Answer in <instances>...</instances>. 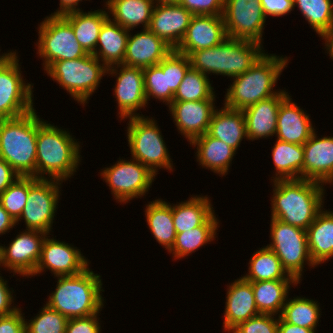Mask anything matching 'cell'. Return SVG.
Segmentation results:
<instances>
[{
    "mask_svg": "<svg viewBox=\"0 0 333 333\" xmlns=\"http://www.w3.org/2000/svg\"><path fill=\"white\" fill-rule=\"evenodd\" d=\"M272 181L271 218L307 230L323 208V184L306 179Z\"/></svg>",
    "mask_w": 333,
    "mask_h": 333,
    "instance_id": "obj_1",
    "label": "cell"
},
{
    "mask_svg": "<svg viewBox=\"0 0 333 333\" xmlns=\"http://www.w3.org/2000/svg\"><path fill=\"white\" fill-rule=\"evenodd\" d=\"M80 143L66 130L59 129L38 116L36 144V178L66 181L70 178L82 159Z\"/></svg>",
    "mask_w": 333,
    "mask_h": 333,
    "instance_id": "obj_2",
    "label": "cell"
},
{
    "mask_svg": "<svg viewBox=\"0 0 333 333\" xmlns=\"http://www.w3.org/2000/svg\"><path fill=\"white\" fill-rule=\"evenodd\" d=\"M55 291L46 304L67 319L99 314L104 306L102 279L89 267L73 276H57Z\"/></svg>",
    "mask_w": 333,
    "mask_h": 333,
    "instance_id": "obj_3",
    "label": "cell"
},
{
    "mask_svg": "<svg viewBox=\"0 0 333 333\" xmlns=\"http://www.w3.org/2000/svg\"><path fill=\"white\" fill-rule=\"evenodd\" d=\"M287 65V56L264 53L249 70L233 78L225 95L224 106L243 110L278 94L280 90L274 91L273 87Z\"/></svg>",
    "mask_w": 333,
    "mask_h": 333,
    "instance_id": "obj_4",
    "label": "cell"
},
{
    "mask_svg": "<svg viewBox=\"0 0 333 333\" xmlns=\"http://www.w3.org/2000/svg\"><path fill=\"white\" fill-rule=\"evenodd\" d=\"M261 43L227 37L218 46L191 52V68L234 78L249 70L265 53Z\"/></svg>",
    "mask_w": 333,
    "mask_h": 333,
    "instance_id": "obj_5",
    "label": "cell"
},
{
    "mask_svg": "<svg viewBox=\"0 0 333 333\" xmlns=\"http://www.w3.org/2000/svg\"><path fill=\"white\" fill-rule=\"evenodd\" d=\"M37 135L35 109L19 117L0 120V158L20 177L36 178Z\"/></svg>",
    "mask_w": 333,
    "mask_h": 333,
    "instance_id": "obj_6",
    "label": "cell"
},
{
    "mask_svg": "<svg viewBox=\"0 0 333 333\" xmlns=\"http://www.w3.org/2000/svg\"><path fill=\"white\" fill-rule=\"evenodd\" d=\"M108 68L93 54L52 63L45 71L78 103L87 104Z\"/></svg>",
    "mask_w": 333,
    "mask_h": 333,
    "instance_id": "obj_7",
    "label": "cell"
},
{
    "mask_svg": "<svg viewBox=\"0 0 333 333\" xmlns=\"http://www.w3.org/2000/svg\"><path fill=\"white\" fill-rule=\"evenodd\" d=\"M128 119L127 138L132 159L138 160L154 175L158 168L173 171V161L156 121L143 114Z\"/></svg>",
    "mask_w": 333,
    "mask_h": 333,
    "instance_id": "obj_8",
    "label": "cell"
},
{
    "mask_svg": "<svg viewBox=\"0 0 333 333\" xmlns=\"http://www.w3.org/2000/svg\"><path fill=\"white\" fill-rule=\"evenodd\" d=\"M37 54L46 70L52 63L87 55L74 35L71 24L62 15H50L38 28Z\"/></svg>",
    "mask_w": 333,
    "mask_h": 333,
    "instance_id": "obj_9",
    "label": "cell"
},
{
    "mask_svg": "<svg viewBox=\"0 0 333 333\" xmlns=\"http://www.w3.org/2000/svg\"><path fill=\"white\" fill-rule=\"evenodd\" d=\"M271 242L267 245L280 259L283 268L298 282L301 280L305 262L314 264L307 241V231L271 218Z\"/></svg>",
    "mask_w": 333,
    "mask_h": 333,
    "instance_id": "obj_10",
    "label": "cell"
},
{
    "mask_svg": "<svg viewBox=\"0 0 333 333\" xmlns=\"http://www.w3.org/2000/svg\"><path fill=\"white\" fill-rule=\"evenodd\" d=\"M18 55L11 52L0 63V118H15L34 109L33 85L25 83Z\"/></svg>",
    "mask_w": 333,
    "mask_h": 333,
    "instance_id": "obj_11",
    "label": "cell"
},
{
    "mask_svg": "<svg viewBox=\"0 0 333 333\" xmlns=\"http://www.w3.org/2000/svg\"><path fill=\"white\" fill-rule=\"evenodd\" d=\"M61 183L62 181L55 179L29 177L28 199L16 224L24 220L26 230H39L49 234L53 229L56 206L60 200Z\"/></svg>",
    "mask_w": 333,
    "mask_h": 333,
    "instance_id": "obj_12",
    "label": "cell"
},
{
    "mask_svg": "<svg viewBox=\"0 0 333 333\" xmlns=\"http://www.w3.org/2000/svg\"><path fill=\"white\" fill-rule=\"evenodd\" d=\"M100 175L110 187L115 200L120 203L144 196L156 177L135 159H120L113 166L102 169Z\"/></svg>",
    "mask_w": 333,
    "mask_h": 333,
    "instance_id": "obj_13",
    "label": "cell"
},
{
    "mask_svg": "<svg viewBox=\"0 0 333 333\" xmlns=\"http://www.w3.org/2000/svg\"><path fill=\"white\" fill-rule=\"evenodd\" d=\"M223 19L227 37L262 44L266 17L260 0H225Z\"/></svg>",
    "mask_w": 333,
    "mask_h": 333,
    "instance_id": "obj_14",
    "label": "cell"
},
{
    "mask_svg": "<svg viewBox=\"0 0 333 333\" xmlns=\"http://www.w3.org/2000/svg\"><path fill=\"white\" fill-rule=\"evenodd\" d=\"M119 67L120 69L117 70ZM107 74H114L113 76L117 77L114 95L117 99L118 115H120L121 120L140 116L136 111L145 108L148 104L145 96L143 69L118 64L108 67Z\"/></svg>",
    "mask_w": 333,
    "mask_h": 333,
    "instance_id": "obj_15",
    "label": "cell"
},
{
    "mask_svg": "<svg viewBox=\"0 0 333 333\" xmlns=\"http://www.w3.org/2000/svg\"><path fill=\"white\" fill-rule=\"evenodd\" d=\"M49 235L39 230L27 229L11 241L9 246H3V263L7 270L21 276H32L39 263L42 244Z\"/></svg>",
    "mask_w": 333,
    "mask_h": 333,
    "instance_id": "obj_16",
    "label": "cell"
},
{
    "mask_svg": "<svg viewBox=\"0 0 333 333\" xmlns=\"http://www.w3.org/2000/svg\"><path fill=\"white\" fill-rule=\"evenodd\" d=\"M48 237L50 236H46L43 241L41 257L32 276L40 274L46 269L50 270L55 277L73 276L89 267V261L82 256L79 249Z\"/></svg>",
    "mask_w": 333,
    "mask_h": 333,
    "instance_id": "obj_17",
    "label": "cell"
},
{
    "mask_svg": "<svg viewBox=\"0 0 333 333\" xmlns=\"http://www.w3.org/2000/svg\"><path fill=\"white\" fill-rule=\"evenodd\" d=\"M192 17L193 14L178 3L155 4L148 29L176 50Z\"/></svg>",
    "mask_w": 333,
    "mask_h": 333,
    "instance_id": "obj_18",
    "label": "cell"
},
{
    "mask_svg": "<svg viewBox=\"0 0 333 333\" xmlns=\"http://www.w3.org/2000/svg\"><path fill=\"white\" fill-rule=\"evenodd\" d=\"M226 38L223 15H193L176 51L188 56L191 52L218 46Z\"/></svg>",
    "mask_w": 333,
    "mask_h": 333,
    "instance_id": "obj_19",
    "label": "cell"
},
{
    "mask_svg": "<svg viewBox=\"0 0 333 333\" xmlns=\"http://www.w3.org/2000/svg\"><path fill=\"white\" fill-rule=\"evenodd\" d=\"M215 100L172 102L168 107L179 132L191 142L207 133ZM214 104V105H213Z\"/></svg>",
    "mask_w": 333,
    "mask_h": 333,
    "instance_id": "obj_20",
    "label": "cell"
},
{
    "mask_svg": "<svg viewBox=\"0 0 333 333\" xmlns=\"http://www.w3.org/2000/svg\"><path fill=\"white\" fill-rule=\"evenodd\" d=\"M303 147V179L333 184V137L318 138L314 131Z\"/></svg>",
    "mask_w": 333,
    "mask_h": 333,
    "instance_id": "obj_21",
    "label": "cell"
},
{
    "mask_svg": "<svg viewBox=\"0 0 333 333\" xmlns=\"http://www.w3.org/2000/svg\"><path fill=\"white\" fill-rule=\"evenodd\" d=\"M173 49L149 29L128 36L123 65L146 68L158 65Z\"/></svg>",
    "mask_w": 333,
    "mask_h": 333,
    "instance_id": "obj_22",
    "label": "cell"
},
{
    "mask_svg": "<svg viewBox=\"0 0 333 333\" xmlns=\"http://www.w3.org/2000/svg\"><path fill=\"white\" fill-rule=\"evenodd\" d=\"M288 96V92H280L270 98L243 109L248 140H258L276 135L277 115L279 106Z\"/></svg>",
    "mask_w": 333,
    "mask_h": 333,
    "instance_id": "obj_23",
    "label": "cell"
},
{
    "mask_svg": "<svg viewBox=\"0 0 333 333\" xmlns=\"http://www.w3.org/2000/svg\"><path fill=\"white\" fill-rule=\"evenodd\" d=\"M287 96L279 106L277 115V139L304 145L315 131L309 115Z\"/></svg>",
    "mask_w": 333,
    "mask_h": 333,
    "instance_id": "obj_24",
    "label": "cell"
},
{
    "mask_svg": "<svg viewBox=\"0 0 333 333\" xmlns=\"http://www.w3.org/2000/svg\"><path fill=\"white\" fill-rule=\"evenodd\" d=\"M227 289L223 327L224 331L230 333L239 323L259 315V311L256 307L251 282L240 277Z\"/></svg>",
    "mask_w": 333,
    "mask_h": 333,
    "instance_id": "obj_25",
    "label": "cell"
},
{
    "mask_svg": "<svg viewBox=\"0 0 333 333\" xmlns=\"http://www.w3.org/2000/svg\"><path fill=\"white\" fill-rule=\"evenodd\" d=\"M190 145L197 147L196 157L199 165L220 175L228 173L236 150L220 139L205 133L194 138ZM197 145V146H196Z\"/></svg>",
    "mask_w": 333,
    "mask_h": 333,
    "instance_id": "obj_26",
    "label": "cell"
},
{
    "mask_svg": "<svg viewBox=\"0 0 333 333\" xmlns=\"http://www.w3.org/2000/svg\"><path fill=\"white\" fill-rule=\"evenodd\" d=\"M207 133L237 150L243 138L247 139L246 122L242 110L222 107L212 115Z\"/></svg>",
    "mask_w": 333,
    "mask_h": 333,
    "instance_id": "obj_27",
    "label": "cell"
},
{
    "mask_svg": "<svg viewBox=\"0 0 333 333\" xmlns=\"http://www.w3.org/2000/svg\"><path fill=\"white\" fill-rule=\"evenodd\" d=\"M72 26L77 41L87 54H94L103 24L110 18L108 11L77 10L62 15Z\"/></svg>",
    "mask_w": 333,
    "mask_h": 333,
    "instance_id": "obj_28",
    "label": "cell"
},
{
    "mask_svg": "<svg viewBox=\"0 0 333 333\" xmlns=\"http://www.w3.org/2000/svg\"><path fill=\"white\" fill-rule=\"evenodd\" d=\"M129 32V30L108 19L100 30L93 55L103 62L107 68L123 64Z\"/></svg>",
    "mask_w": 333,
    "mask_h": 333,
    "instance_id": "obj_29",
    "label": "cell"
},
{
    "mask_svg": "<svg viewBox=\"0 0 333 333\" xmlns=\"http://www.w3.org/2000/svg\"><path fill=\"white\" fill-rule=\"evenodd\" d=\"M300 284L296 279H279L251 282L259 314L280 316L287 301L290 285Z\"/></svg>",
    "mask_w": 333,
    "mask_h": 333,
    "instance_id": "obj_30",
    "label": "cell"
},
{
    "mask_svg": "<svg viewBox=\"0 0 333 333\" xmlns=\"http://www.w3.org/2000/svg\"><path fill=\"white\" fill-rule=\"evenodd\" d=\"M307 241L310 256L317 266L333 257V211L318 213L308 227Z\"/></svg>",
    "mask_w": 333,
    "mask_h": 333,
    "instance_id": "obj_31",
    "label": "cell"
},
{
    "mask_svg": "<svg viewBox=\"0 0 333 333\" xmlns=\"http://www.w3.org/2000/svg\"><path fill=\"white\" fill-rule=\"evenodd\" d=\"M154 4L153 0H107L105 7L114 17L110 20L130 31L140 24L148 29Z\"/></svg>",
    "mask_w": 333,
    "mask_h": 333,
    "instance_id": "obj_32",
    "label": "cell"
},
{
    "mask_svg": "<svg viewBox=\"0 0 333 333\" xmlns=\"http://www.w3.org/2000/svg\"><path fill=\"white\" fill-rule=\"evenodd\" d=\"M213 205L207 196H192L172 206L174 228L182 233L203 225L213 214Z\"/></svg>",
    "mask_w": 333,
    "mask_h": 333,
    "instance_id": "obj_33",
    "label": "cell"
},
{
    "mask_svg": "<svg viewBox=\"0 0 333 333\" xmlns=\"http://www.w3.org/2000/svg\"><path fill=\"white\" fill-rule=\"evenodd\" d=\"M145 215L150 232L156 241L169 252L176 239L172 205L162 199L154 200L147 204Z\"/></svg>",
    "mask_w": 333,
    "mask_h": 333,
    "instance_id": "obj_34",
    "label": "cell"
},
{
    "mask_svg": "<svg viewBox=\"0 0 333 333\" xmlns=\"http://www.w3.org/2000/svg\"><path fill=\"white\" fill-rule=\"evenodd\" d=\"M272 149L275 178L271 180L303 179L304 147L277 139Z\"/></svg>",
    "mask_w": 333,
    "mask_h": 333,
    "instance_id": "obj_35",
    "label": "cell"
},
{
    "mask_svg": "<svg viewBox=\"0 0 333 333\" xmlns=\"http://www.w3.org/2000/svg\"><path fill=\"white\" fill-rule=\"evenodd\" d=\"M218 227L219 222L214 213L203 225L176 233L175 243L169 252L173 254L175 260L192 254L216 238Z\"/></svg>",
    "mask_w": 333,
    "mask_h": 333,
    "instance_id": "obj_36",
    "label": "cell"
},
{
    "mask_svg": "<svg viewBox=\"0 0 333 333\" xmlns=\"http://www.w3.org/2000/svg\"><path fill=\"white\" fill-rule=\"evenodd\" d=\"M248 264V273L243 278L249 282L295 279L287 273L280 259L267 246L257 250Z\"/></svg>",
    "mask_w": 333,
    "mask_h": 333,
    "instance_id": "obj_37",
    "label": "cell"
},
{
    "mask_svg": "<svg viewBox=\"0 0 333 333\" xmlns=\"http://www.w3.org/2000/svg\"><path fill=\"white\" fill-rule=\"evenodd\" d=\"M320 310L319 303L313 299L297 296L287 299L279 317L287 323L316 331Z\"/></svg>",
    "mask_w": 333,
    "mask_h": 333,
    "instance_id": "obj_38",
    "label": "cell"
},
{
    "mask_svg": "<svg viewBox=\"0 0 333 333\" xmlns=\"http://www.w3.org/2000/svg\"><path fill=\"white\" fill-rule=\"evenodd\" d=\"M213 90L209 76L190 68L174 94L173 102L215 100Z\"/></svg>",
    "mask_w": 333,
    "mask_h": 333,
    "instance_id": "obj_39",
    "label": "cell"
},
{
    "mask_svg": "<svg viewBox=\"0 0 333 333\" xmlns=\"http://www.w3.org/2000/svg\"><path fill=\"white\" fill-rule=\"evenodd\" d=\"M333 0H293L311 28L321 35L333 27Z\"/></svg>",
    "mask_w": 333,
    "mask_h": 333,
    "instance_id": "obj_40",
    "label": "cell"
},
{
    "mask_svg": "<svg viewBox=\"0 0 333 333\" xmlns=\"http://www.w3.org/2000/svg\"><path fill=\"white\" fill-rule=\"evenodd\" d=\"M143 73L147 102L152 96L169 106L173 102L174 94L168 87L167 56L158 65L143 68Z\"/></svg>",
    "mask_w": 333,
    "mask_h": 333,
    "instance_id": "obj_41",
    "label": "cell"
},
{
    "mask_svg": "<svg viewBox=\"0 0 333 333\" xmlns=\"http://www.w3.org/2000/svg\"><path fill=\"white\" fill-rule=\"evenodd\" d=\"M29 193V177H19L0 194V204L16 222L26 205Z\"/></svg>",
    "mask_w": 333,
    "mask_h": 333,
    "instance_id": "obj_42",
    "label": "cell"
},
{
    "mask_svg": "<svg viewBox=\"0 0 333 333\" xmlns=\"http://www.w3.org/2000/svg\"><path fill=\"white\" fill-rule=\"evenodd\" d=\"M68 319L47 304L34 319L25 320L26 333H65Z\"/></svg>",
    "mask_w": 333,
    "mask_h": 333,
    "instance_id": "obj_43",
    "label": "cell"
},
{
    "mask_svg": "<svg viewBox=\"0 0 333 333\" xmlns=\"http://www.w3.org/2000/svg\"><path fill=\"white\" fill-rule=\"evenodd\" d=\"M191 68L190 60L187 55L181 54L176 50L167 55V80L170 91L175 94L181 84L185 74Z\"/></svg>",
    "mask_w": 333,
    "mask_h": 333,
    "instance_id": "obj_44",
    "label": "cell"
},
{
    "mask_svg": "<svg viewBox=\"0 0 333 333\" xmlns=\"http://www.w3.org/2000/svg\"><path fill=\"white\" fill-rule=\"evenodd\" d=\"M232 333H278V319L274 315L259 314L239 323Z\"/></svg>",
    "mask_w": 333,
    "mask_h": 333,
    "instance_id": "obj_45",
    "label": "cell"
},
{
    "mask_svg": "<svg viewBox=\"0 0 333 333\" xmlns=\"http://www.w3.org/2000/svg\"><path fill=\"white\" fill-rule=\"evenodd\" d=\"M193 15H223L225 0H178Z\"/></svg>",
    "mask_w": 333,
    "mask_h": 333,
    "instance_id": "obj_46",
    "label": "cell"
},
{
    "mask_svg": "<svg viewBox=\"0 0 333 333\" xmlns=\"http://www.w3.org/2000/svg\"><path fill=\"white\" fill-rule=\"evenodd\" d=\"M100 329L98 314H94L68 319L65 333H100Z\"/></svg>",
    "mask_w": 333,
    "mask_h": 333,
    "instance_id": "obj_47",
    "label": "cell"
},
{
    "mask_svg": "<svg viewBox=\"0 0 333 333\" xmlns=\"http://www.w3.org/2000/svg\"><path fill=\"white\" fill-rule=\"evenodd\" d=\"M21 308L10 315L0 316V333H26L25 316Z\"/></svg>",
    "mask_w": 333,
    "mask_h": 333,
    "instance_id": "obj_48",
    "label": "cell"
},
{
    "mask_svg": "<svg viewBox=\"0 0 333 333\" xmlns=\"http://www.w3.org/2000/svg\"><path fill=\"white\" fill-rule=\"evenodd\" d=\"M260 4L266 18L285 16L294 9L293 0H260Z\"/></svg>",
    "mask_w": 333,
    "mask_h": 333,
    "instance_id": "obj_49",
    "label": "cell"
},
{
    "mask_svg": "<svg viewBox=\"0 0 333 333\" xmlns=\"http://www.w3.org/2000/svg\"><path fill=\"white\" fill-rule=\"evenodd\" d=\"M8 287L7 281H4L2 276H0V316L10 315L19 309L11 305L14 302V298Z\"/></svg>",
    "mask_w": 333,
    "mask_h": 333,
    "instance_id": "obj_50",
    "label": "cell"
},
{
    "mask_svg": "<svg viewBox=\"0 0 333 333\" xmlns=\"http://www.w3.org/2000/svg\"><path fill=\"white\" fill-rule=\"evenodd\" d=\"M19 174L2 158H0V194L18 178Z\"/></svg>",
    "mask_w": 333,
    "mask_h": 333,
    "instance_id": "obj_51",
    "label": "cell"
},
{
    "mask_svg": "<svg viewBox=\"0 0 333 333\" xmlns=\"http://www.w3.org/2000/svg\"><path fill=\"white\" fill-rule=\"evenodd\" d=\"M278 333H315V331L313 329L287 323L278 316Z\"/></svg>",
    "mask_w": 333,
    "mask_h": 333,
    "instance_id": "obj_52",
    "label": "cell"
},
{
    "mask_svg": "<svg viewBox=\"0 0 333 333\" xmlns=\"http://www.w3.org/2000/svg\"><path fill=\"white\" fill-rule=\"evenodd\" d=\"M16 225L9 213L0 204V235L6 234Z\"/></svg>",
    "mask_w": 333,
    "mask_h": 333,
    "instance_id": "obj_53",
    "label": "cell"
},
{
    "mask_svg": "<svg viewBox=\"0 0 333 333\" xmlns=\"http://www.w3.org/2000/svg\"><path fill=\"white\" fill-rule=\"evenodd\" d=\"M80 1L82 0H60V9L56 10V12L51 15H64L69 12L81 10L76 7Z\"/></svg>",
    "mask_w": 333,
    "mask_h": 333,
    "instance_id": "obj_54",
    "label": "cell"
},
{
    "mask_svg": "<svg viewBox=\"0 0 333 333\" xmlns=\"http://www.w3.org/2000/svg\"><path fill=\"white\" fill-rule=\"evenodd\" d=\"M319 37H322V40L325 41V48L329 53L330 58L333 60V27L328 31L322 33Z\"/></svg>",
    "mask_w": 333,
    "mask_h": 333,
    "instance_id": "obj_55",
    "label": "cell"
},
{
    "mask_svg": "<svg viewBox=\"0 0 333 333\" xmlns=\"http://www.w3.org/2000/svg\"><path fill=\"white\" fill-rule=\"evenodd\" d=\"M156 4L177 3L178 0H153Z\"/></svg>",
    "mask_w": 333,
    "mask_h": 333,
    "instance_id": "obj_56",
    "label": "cell"
},
{
    "mask_svg": "<svg viewBox=\"0 0 333 333\" xmlns=\"http://www.w3.org/2000/svg\"><path fill=\"white\" fill-rule=\"evenodd\" d=\"M0 266H4L3 263V246L0 245Z\"/></svg>",
    "mask_w": 333,
    "mask_h": 333,
    "instance_id": "obj_57",
    "label": "cell"
},
{
    "mask_svg": "<svg viewBox=\"0 0 333 333\" xmlns=\"http://www.w3.org/2000/svg\"><path fill=\"white\" fill-rule=\"evenodd\" d=\"M12 51H10L9 53H4L3 55H0V63L8 57V55L11 53Z\"/></svg>",
    "mask_w": 333,
    "mask_h": 333,
    "instance_id": "obj_58",
    "label": "cell"
}]
</instances>
